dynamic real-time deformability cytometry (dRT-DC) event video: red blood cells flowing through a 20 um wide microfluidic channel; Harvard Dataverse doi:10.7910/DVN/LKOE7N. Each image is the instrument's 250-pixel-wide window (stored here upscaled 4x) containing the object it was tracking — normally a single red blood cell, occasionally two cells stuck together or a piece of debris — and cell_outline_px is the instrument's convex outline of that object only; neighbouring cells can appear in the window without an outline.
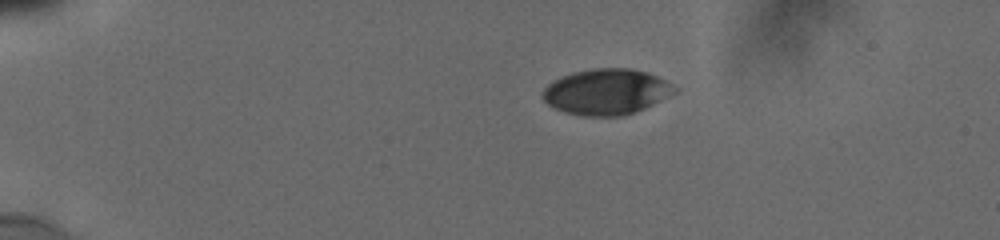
{"species": "human", "species_latin": "Homo sapiens", "temperature_condition": "cold", "stored_images_in_passage": 14, "camera_frame_rate_fps": 3000, "um_per_image_px": 0.085, "donor": {"sex": "male"}, "frame": {"image": 1, "passage_image": 1, "time_ms": 0.0, "image_size_px": [1000, 240], "cell_outline_px": [[680, 88], [676, 92], [636, 112], [624, 116], [584, 116], [564, 112], [548, 104], [540, 96], [544, 88], [548, 84], [572, 72], [596, 68], [628, 68], [644, 72], [656, 76]], "centroid_in_image_um": [51.54, 7.81], "position_along_channel_um": 33.5, "area_um2": 34.97}}